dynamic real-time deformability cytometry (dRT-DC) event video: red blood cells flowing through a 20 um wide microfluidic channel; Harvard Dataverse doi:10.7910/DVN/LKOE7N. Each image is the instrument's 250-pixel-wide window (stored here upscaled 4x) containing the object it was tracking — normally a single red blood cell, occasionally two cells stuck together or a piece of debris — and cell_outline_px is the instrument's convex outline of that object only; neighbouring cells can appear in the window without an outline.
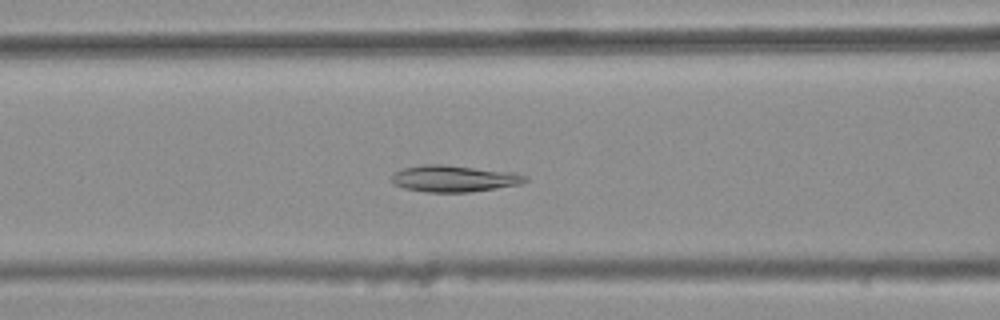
{"species": "common noctule bat (a hibernating species)", "species_latin": "Nyctalus noctula", "temperature_condition": "warm", "stored_images_in_passage": 45, "camera_frame_rate_fps": 3000, "um_per_image_px": 0.085, "animal": {"sex": "female", "body_mass_g": 25.1}, "frame": {"image": 1, "passage_image": 21, "time_ms": 6.667, "image_size_px": [1000, 320], "cell_outline_px": [[528, 180], [520, 184], [496, 188], [468, 192], [424, 192], [404, 188], [392, 184], [392, 176], [396, 172], [404, 168], [424, 164], [444, 164], [516, 172], [524, 176]], "centroid_in_image_um": [38.58, 15.17], "position_along_channel_um": 128.0, "area_um2": 20.69}}
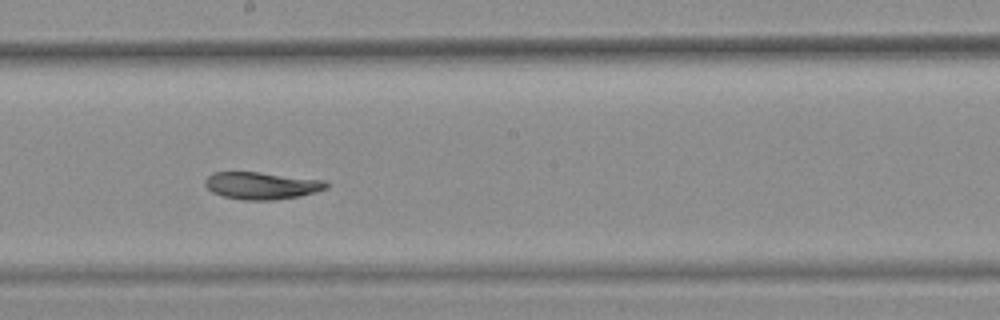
{"frame": {"image": 2, "passage_image": 29, "time_ms": 9.333, "image_size_px": [1000, 320], "cell_outline_px": [[328, 188], [316, 192], [300, 196], [276, 200], [244, 200], [224, 196], [212, 192], [204, 184], [204, 180], [212, 172], [260, 172], [324, 180], [328, 184]], "centroid_in_image_um": [22.24, 15.77], "position_along_channel_um": 226.0, "area_um2": 19.31}}
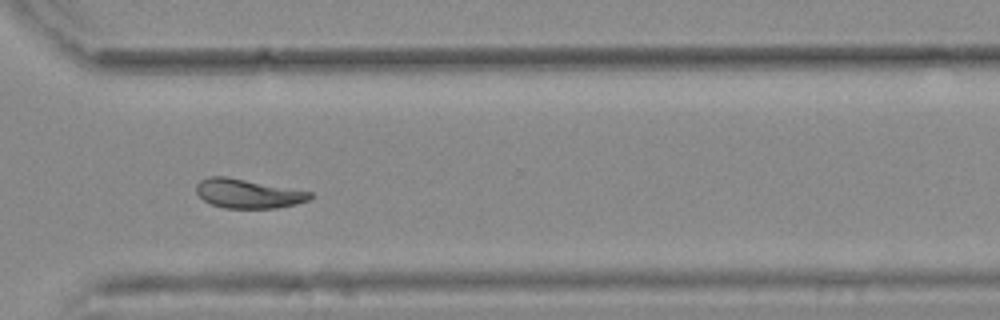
{"frame": {"image": 3, "passage_image": 39, "time_ms": 12.667, "image_size_px": [1000, 320], "cell_outline_px": [[312, 196], [308, 200], [296, 204], [276, 208], [224, 208], [212, 204], [204, 200], [196, 192], [196, 184], [200, 180], [208, 176], [228, 176], [312, 192]], "centroid_in_image_um": [21.06, 16.44], "position_along_channel_um": 349.5, "area_um2": 19.36}, "authors_computed_cell_mechanics": {"area_um2": 20.1722, "velocity_mm_per_s": 3.6909, "shape_relaxation_time_tau1_ms": null, "shape_relaxation_time_tau2_ms": 5.1314, "deformation_change_tau1": null, "deformation_change_tau2": 0.0748}}